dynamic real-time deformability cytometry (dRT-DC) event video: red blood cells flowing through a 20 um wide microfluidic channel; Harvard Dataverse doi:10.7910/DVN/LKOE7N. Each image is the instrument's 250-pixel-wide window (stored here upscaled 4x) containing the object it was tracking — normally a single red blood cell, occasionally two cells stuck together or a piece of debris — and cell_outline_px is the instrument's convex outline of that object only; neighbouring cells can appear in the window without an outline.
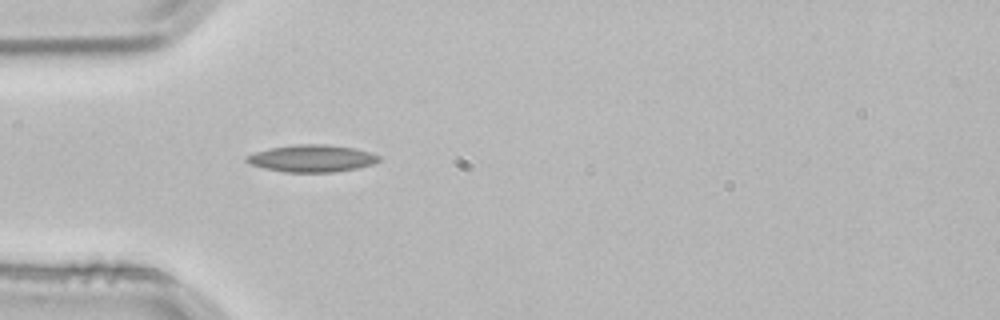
{"species": "common noctule bat (a hibernating species)", "species_latin": "Nyctalus noctula", "temperature_condition": "room temperature", "stored_images_in_passage": 1, "camera_frame_rate_fps": 3000, "um_per_image_px": 0.085, "animal": {"sex": "male", "body_mass_g": 21.5, "forearm_length_mm": 52.0}, "frame": {"image": 1, "passage_image": 1, "time_ms": 0.0, "image_size_px": [1000, 320], "cell_outline_px": [[380, 160], [372, 164], [356, 168], [332, 172], [284, 172], [264, 168], [252, 164], [244, 160], [244, 156], [268, 148], [292, 144], [324, 144], [356, 148], [380, 156]], "centroid_in_image_um": [26.47, 13.45], "position_along_channel_um": 58.5, "area_um2": 20.92}}